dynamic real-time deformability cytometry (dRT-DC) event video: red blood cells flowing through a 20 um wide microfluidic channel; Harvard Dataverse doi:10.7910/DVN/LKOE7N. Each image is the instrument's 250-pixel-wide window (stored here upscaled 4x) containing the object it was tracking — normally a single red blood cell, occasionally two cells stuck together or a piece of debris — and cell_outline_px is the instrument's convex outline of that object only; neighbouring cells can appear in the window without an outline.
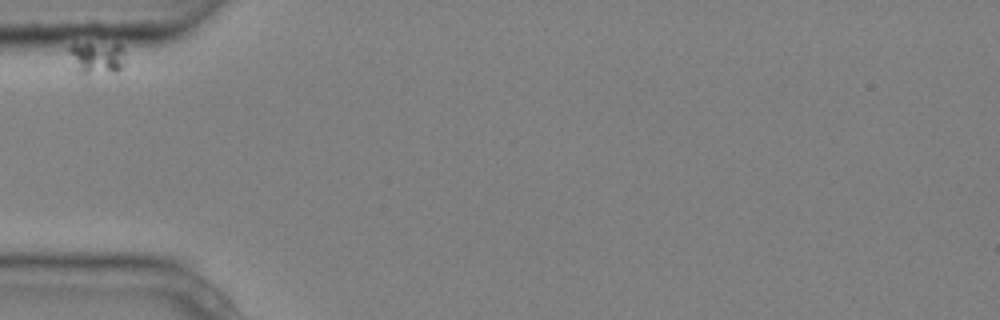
{"species": "common noctule bat (a hibernating species)", "species_latin": "Nyctalus noctula", "temperature_condition": "cold", "stored_images_in_passage": 5, "camera_frame_rate_fps": 3000, "um_per_image_px": 0.085, "animal": {"sex": "male", "body_mass_g": 20.4}, "frame": {"image": 1, "passage_image": 1, "time_ms": 0.0, "image_size_px": [1000, 320], "cell_outline_px": [[124, 64], [116, 72], [68, 72], [68, 48], [72, 44], [120, 44], [124, 48]], "centroid_in_image_um": [8.11, 4.92], "position_along_channel_um": 76.9, "area_um2": 10.98}}